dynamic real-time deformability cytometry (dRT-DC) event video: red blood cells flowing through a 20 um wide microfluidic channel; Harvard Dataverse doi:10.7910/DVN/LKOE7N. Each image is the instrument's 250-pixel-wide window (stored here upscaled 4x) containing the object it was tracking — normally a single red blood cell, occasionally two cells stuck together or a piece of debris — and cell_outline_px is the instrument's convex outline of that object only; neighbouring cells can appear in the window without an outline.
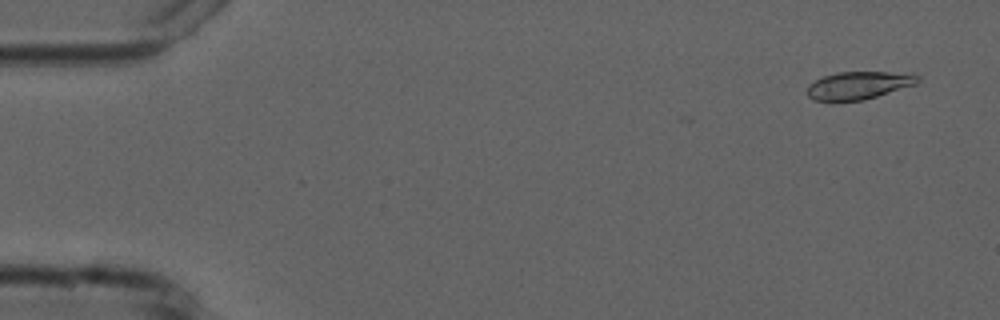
{"species": "common noctule bat (a hibernating species)", "species_latin": "Nyctalus noctula", "temperature_condition": "cold", "stored_images_in_passage": 4, "camera_frame_rate_fps": 3000, "um_per_image_px": 0.085, "animal": {"sex": "male", "forearm_length_mm": 52.5}, "frame": {"image": 1, "passage_image": 1, "time_ms": 0.0, "image_size_px": [1000, 320], "cell_outline_px": [[920, 80], [916, 84], [864, 100], [812, 100], [808, 96], [808, 84], [824, 76], [836, 72], [888, 72], [920, 76]], "centroid_in_image_um": [72.96, 7.25], "position_along_channel_um": 12.0, "area_um2": 17.51}}